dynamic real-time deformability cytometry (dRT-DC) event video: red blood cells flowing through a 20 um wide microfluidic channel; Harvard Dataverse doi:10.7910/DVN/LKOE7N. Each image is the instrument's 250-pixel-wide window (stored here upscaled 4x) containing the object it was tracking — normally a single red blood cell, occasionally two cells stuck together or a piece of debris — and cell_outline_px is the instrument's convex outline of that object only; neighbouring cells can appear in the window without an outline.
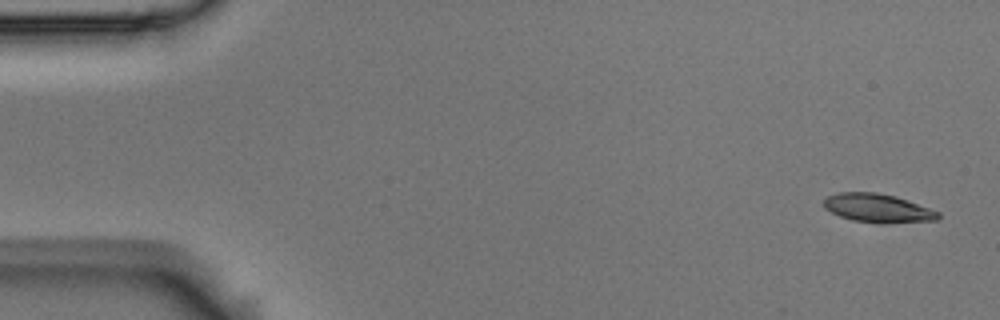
{"species": "Egyptian fruit bat (a non-hibernating species)", "species_latin": "Rousettus aegyptiacus", "temperature_condition": "room temperature", "stored_images_in_passage": 4, "camera_frame_rate_fps": 3000, "um_per_image_px": 0.085, "animal": {"sex": "male"}, "frame": {"image": 1, "passage_image": 1, "time_ms": 0.0, "image_size_px": [1000, 320], "cell_outline_px": [[940, 216], [936, 220], [880, 224], [852, 220], [840, 216], [824, 208], [824, 200], [828, 196], [840, 192], [876, 192], [896, 196], [940, 212]], "centroid_in_image_um": [74.61, 17.7], "position_along_channel_um": 10.4, "area_um2": 19.07}}
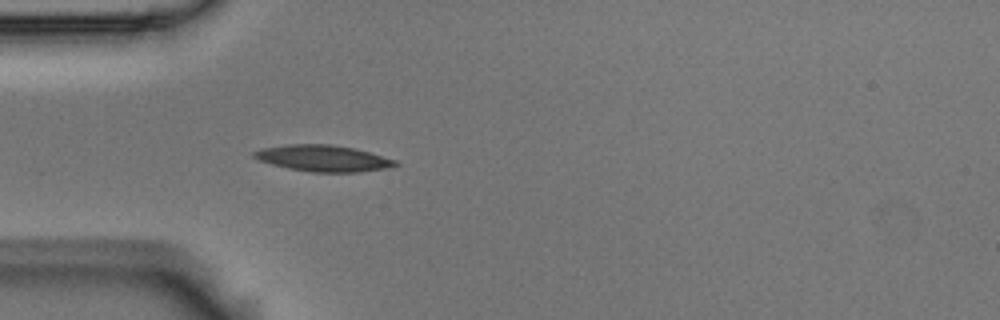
{"frame": {"image": 2, "passage_image": 4, "time_ms": 1.0, "image_size_px": [1000, 320], "cell_outline_px": [[400, 164], [392, 168], [360, 172], [312, 172], [288, 168], [272, 164], [260, 160], [252, 156], [252, 152], [260, 148], [288, 144], [332, 144], [352, 148], [368, 152], [396, 160]], "centroid_in_image_um": [27.48, 13.46], "position_along_channel_um": 57.5, "area_um2": 21.73}}